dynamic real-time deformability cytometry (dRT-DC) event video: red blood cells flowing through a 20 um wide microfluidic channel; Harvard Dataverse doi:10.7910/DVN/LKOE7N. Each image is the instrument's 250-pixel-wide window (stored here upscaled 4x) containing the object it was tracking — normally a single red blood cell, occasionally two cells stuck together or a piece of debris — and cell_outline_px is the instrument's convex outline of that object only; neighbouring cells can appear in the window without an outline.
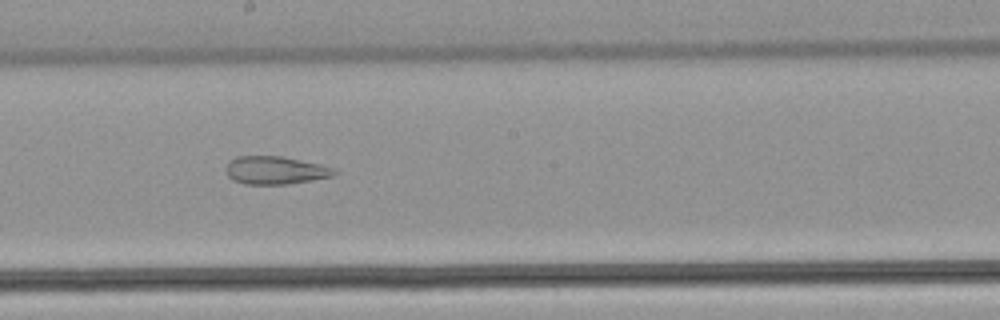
{"species": "common noctule bat (a hibernating species)", "species_latin": "Nyctalus noctula", "temperature_condition": "warm", "stored_images_in_passage": 52, "camera_frame_rate_fps": 3000, "um_per_image_px": 0.085, "animal": {"sex": "male", "body_mass_g": 21.5, "forearm_length_mm": 52.0}, "frame": {"image": 1, "passage_image": 29, "time_ms": 9.333, "image_size_px": [1000, 320], "cell_outline_px": [[340, 172], [332, 176], [312, 180], [288, 184], [244, 184], [232, 180], [228, 176], [228, 164], [236, 156], [280, 156], [320, 164], [332, 168]], "centroid_in_image_um": [23.43, 14.48], "position_along_channel_um": 224.8, "area_um2": 17.46}}
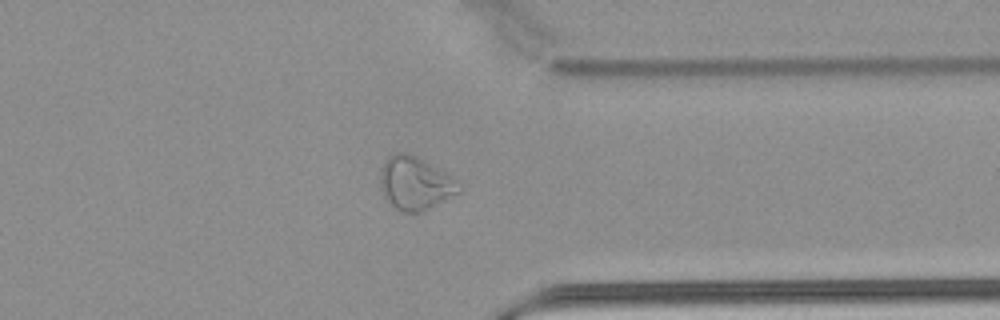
{"frame": {"image": 2, "passage_image": 41, "time_ms": 13.333, "image_size_px": [1000, 320], "cell_outline_px": [[460, 192], [420, 212], [404, 212], [396, 208], [388, 200], [380, 184], [380, 172], [388, 156], [396, 152], [408, 152], [424, 160], [452, 176], [456, 180]], "centroid_in_image_um": [35.28, 15.55], "position_along_channel_um": 376.1, "area_um2": 23.81}}
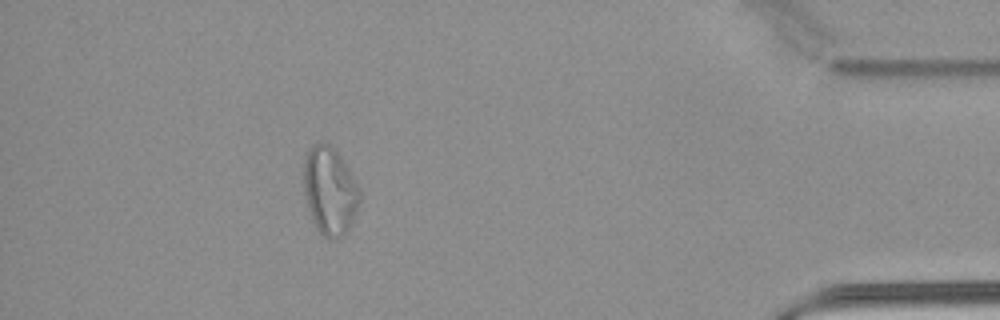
{"frame": {"image": 3, "passage_image": 47, "time_ms": 15.333, "image_size_px": [1000, 320], "cell_outline_px": [[360, 204], [356, 216], [344, 236], [332, 240], [328, 240], [316, 228], [308, 208], [304, 192], [304, 160], [308, 148], [312, 144], [328, 144], [344, 160], [360, 188]], "centroid_in_image_um": [28.06, 16.26], "position_along_channel_um": 407.1, "area_um2": 28.9}, "authors_computed_cell_mechanics": {"area_um2": 26.588, "velocity_mm_per_s": 3.872, "shape_relaxation_time_tau1_ms": null, "shape_relaxation_time_tau2_ms": 2.0345, "deformation_change_tau1": null, "deformation_change_tau2": 0.099}}